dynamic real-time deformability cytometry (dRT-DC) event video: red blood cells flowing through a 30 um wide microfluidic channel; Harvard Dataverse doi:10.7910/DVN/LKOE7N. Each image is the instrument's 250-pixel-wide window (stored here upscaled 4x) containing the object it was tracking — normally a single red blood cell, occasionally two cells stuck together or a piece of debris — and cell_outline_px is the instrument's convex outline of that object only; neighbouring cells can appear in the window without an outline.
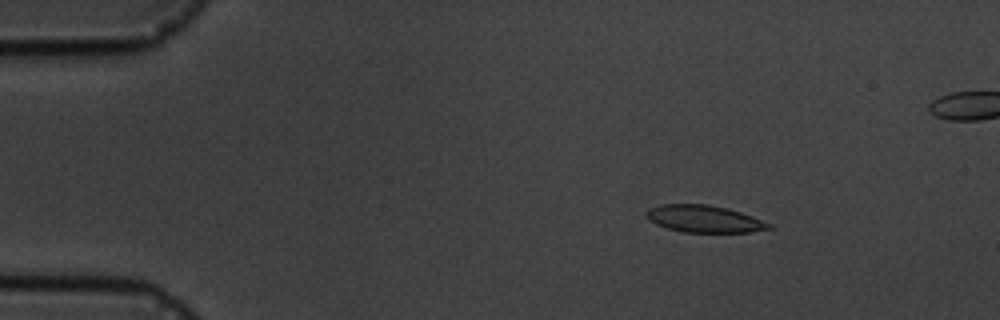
{"species": "common noctule bat (a hibernating species)", "species_latin": "Nyctalus noctula", "temperature_condition": "cold", "stored_images_in_passage": 4, "camera_frame_rate_fps": 3000, "um_per_image_px": 0.085, "animal": {"sex": "male", "body_mass_g": 19.5, "forearm_length_mm": 54.6}, "frame": {"image": 1, "passage_image": 1, "time_ms": 0.0, "image_size_px": [1000, 320], "cell_outline_px": [[772, 228], [748, 232], [684, 232], [668, 228], [656, 224], [648, 220], [644, 216], [648, 208], [660, 204], [708, 204], [728, 208], [752, 216], [772, 224]], "centroid_in_image_um": [59.82, 18.59], "position_along_channel_um": 25.2, "area_um2": 19.42}}